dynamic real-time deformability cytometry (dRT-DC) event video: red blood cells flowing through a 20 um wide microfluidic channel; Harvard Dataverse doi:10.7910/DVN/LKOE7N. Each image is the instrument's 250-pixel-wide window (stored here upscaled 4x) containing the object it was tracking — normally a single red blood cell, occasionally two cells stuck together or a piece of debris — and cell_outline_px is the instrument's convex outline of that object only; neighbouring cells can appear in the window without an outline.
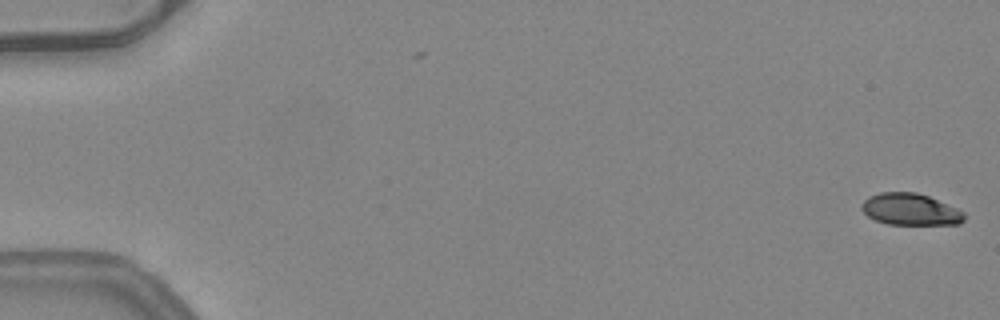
{"species": "common noctule bat (a hibernating species)", "species_latin": "Nyctalus noctula", "temperature_condition": "warm", "stored_images_in_passage": 2, "camera_frame_rate_fps": 3000, "um_per_image_px": 0.085, "animal": {"sex": "female", "body_mass_g": 24.6, "forearm_length_mm": 56.2}, "frame": {"image": 1, "passage_image": 2, "time_ms": 0.333, "image_size_px": [1000, 320], "cell_outline_px": [[964, 220], [960, 224], [888, 224], [876, 220], [868, 216], [860, 208], [860, 204], [868, 196], [880, 192], [916, 192], [928, 196], [956, 208], [964, 212]], "centroid_in_image_um": [77.35, 17.79], "position_along_channel_um": 7.7, "area_um2": 18.9}}